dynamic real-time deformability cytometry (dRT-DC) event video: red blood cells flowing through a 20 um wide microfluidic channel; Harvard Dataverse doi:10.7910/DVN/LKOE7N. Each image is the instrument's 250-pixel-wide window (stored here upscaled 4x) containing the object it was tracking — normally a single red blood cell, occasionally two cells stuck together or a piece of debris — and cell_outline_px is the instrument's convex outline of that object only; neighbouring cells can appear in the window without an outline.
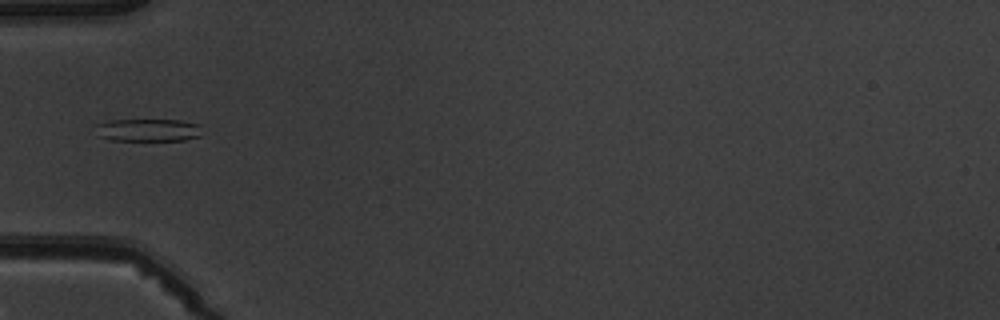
{"species": "common noctule bat (a hibernating species)", "species_latin": "Nyctalus noctula", "temperature_condition": "warm", "stored_images_in_passage": 2, "camera_frame_rate_fps": 3000, "um_per_image_px": 0.085, "animal": {"sex": "male", "body_mass_g": 19.5, "forearm_length_mm": 54.6}, "frame": {"image": 1, "passage_image": 2, "time_ms": 2.0, "image_size_px": [1000, 320], "cell_outline_px": [[200, 136], [184, 140], [112, 140], [100, 136], [96, 124], [108, 120], [180, 120], [200, 124]], "centroid_in_image_um": [12.62, 11.05], "position_along_channel_um": 72.4, "area_um2": 13.87}}